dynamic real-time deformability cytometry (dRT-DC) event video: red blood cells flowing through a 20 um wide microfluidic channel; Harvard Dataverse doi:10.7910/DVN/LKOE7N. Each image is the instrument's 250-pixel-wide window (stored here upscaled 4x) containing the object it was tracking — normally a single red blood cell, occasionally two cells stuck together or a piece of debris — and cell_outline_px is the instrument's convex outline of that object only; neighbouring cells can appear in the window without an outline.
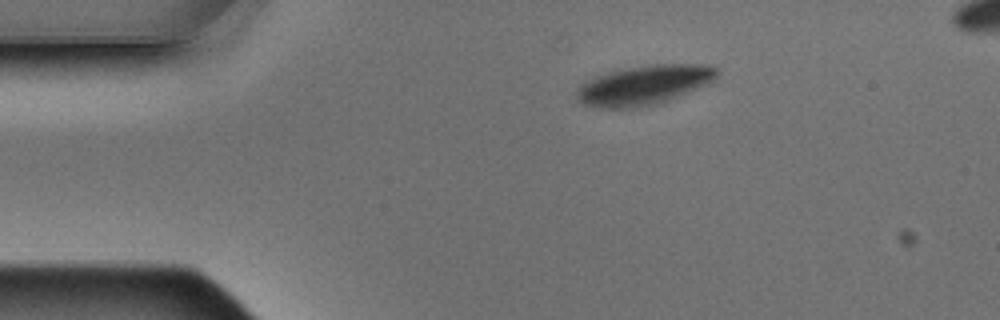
{"species": "Egyptian fruit bat (a non-hibernating species)", "species_latin": "Rousettus aegyptiacus", "temperature_condition": "warm", "stored_images_in_passage": 3, "camera_frame_rate_fps": 3000, "um_per_image_px": 0.085, "animal": {"sex": "male"}, "frame": {"image": 1, "passage_image": 1, "time_ms": 0.0, "image_size_px": [1000, 320], "cell_outline_px": [[720, 72], [708, 84], [668, 100], [656, 104], [632, 108], [600, 108], [584, 104], [576, 96], [576, 92], [580, 84], [584, 80], [608, 72], [624, 68], [652, 64], [708, 64], [716, 68]], "centroid_in_image_um": [54.73, 7.22], "position_along_channel_um": 30.3, "area_um2": 32.31}}